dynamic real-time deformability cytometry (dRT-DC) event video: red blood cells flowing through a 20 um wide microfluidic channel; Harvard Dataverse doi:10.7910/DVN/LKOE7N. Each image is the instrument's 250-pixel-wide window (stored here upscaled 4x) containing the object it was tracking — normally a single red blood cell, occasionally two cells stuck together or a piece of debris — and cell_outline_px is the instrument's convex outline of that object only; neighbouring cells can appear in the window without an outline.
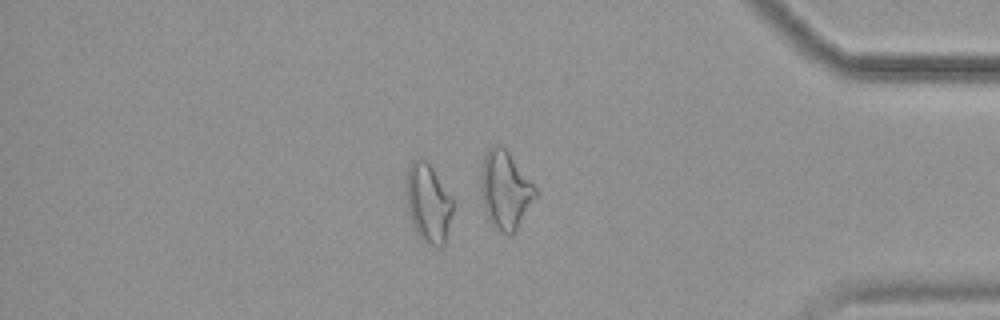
{"species": "common noctule bat (a hibernating species)", "species_latin": "Nyctalus noctula", "temperature_condition": "cold", "stored_images_in_passage": 54, "camera_frame_rate_fps": 3000, "um_per_image_px": 0.085, "animal": {"sex": "female", "body_mass_g": 19.9}, "frame": {"image": 1, "passage_image": 46, "time_ms": 15.0, "image_size_px": [1000, 320], "cell_outline_px": [[456, 200], [444, 244], [440, 248], [436, 248], [424, 244], [420, 240], [412, 224], [408, 212], [404, 192], [404, 180], [408, 168], [412, 160], [424, 160], [432, 168]], "centroid_in_image_um": [36.39, 17.3], "position_along_channel_um": 398.8, "area_um2": 22.37}, "authors_computed_cell_mechanics": {"area_um2": 19.2474, "velocity_mm_per_s": 3.5592, "shape_relaxation_time_tau1_ms": null, "shape_relaxation_time_tau2_ms": 2.7903, "deformation_change_tau1": null, "deformation_change_tau2": 0.0883}}